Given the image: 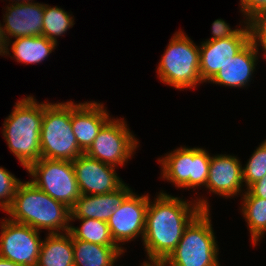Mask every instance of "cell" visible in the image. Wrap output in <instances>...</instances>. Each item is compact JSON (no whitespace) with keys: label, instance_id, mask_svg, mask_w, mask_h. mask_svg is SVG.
<instances>
[{"label":"cell","instance_id":"1","mask_svg":"<svg viewBox=\"0 0 266 266\" xmlns=\"http://www.w3.org/2000/svg\"><path fill=\"white\" fill-rule=\"evenodd\" d=\"M188 201L160 192L146 211L143 244L150 262H164L175 250L184 229L202 211L210 210L207 199Z\"/></svg>","mask_w":266,"mask_h":266},{"label":"cell","instance_id":"2","mask_svg":"<svg viewBox=\"0 0 266 266\" xmlns=\"http://www.w3.org/2000/svg\"><path fill=\"white\" fill-rule=\"evenodd\" d=\"M9 220L31 226L40 231L47 229L49 234L70 230L71 210L63 203L53 199L38 189L32 182H21L16 190L12 204L5 211Z\"/></svg>","mask_w":266,"mask_h":266},{"label":"cell","instance_id":"3","mask_svg":"<svg viewBox=\"0 0 266 266\" xmlns=\"http://www.w3.org/2000/svg\"><path fill=\"white\" fill-rule=\"evenodd\" d=\"M27 96L17 101L12 113L5 118L3 137L13 155L27 170L41 159L40 132L44 103Z\"/></svg>","mask_w":266,"mask_h":266},{"label":"cell","instance_id":"4","mask_svg":"<svg viewBox=\"0 0 266 266\" xmlns=\"http://www.w3.org/2000/svg\"><path fill=\"white\" fill-rule=\"evenodd\" d=\"M210 218V211L202 210L190 222L175 250L163 262L165 266H220Z\"/></svg>","mask_w":266,"mask_h":266},{"label":"cell","instance_id":"5","mask_svg":"<svg viewBox=\"0 0 266 266\" xmlns=\"http://www.w3.org/2000/svg\"><path fill=\"white\" fill-rule=\"evenodd\" d=\"M41 158L74 161L84 153L77 142L71 124V101L44 102L40 132Z\"/></svg>","mask_w":266,"mask_h":266},{"label":"cell","instance_id":"6","mask_svg":"<svg viewBox=\"0 0 266 266\" xmlns=\"http://www.w3.org/2000/svg\"><path fill=\"white\" fill-rule=\"evenodd\" d=\"M164 52L157 68L162 83L179 90L194 89L203 83L199 70V46L185 33L176 32Z\"/></svg>","mask_w":266,"mask_h":266},{"label":"cell","instance_id":"7","mask_svg":"<svg viewBox=\"0 0 266 266\" xmlns=\"http://www.w3.org/2000/svg\"><path fill=\"white\" fill-rule=\"evenodd\" d=\"M27 171L30 182L70 209L81 196L72 161L41 158Z\"/></svg>","mask_w":266,"mask_h":266},{"label":"cell","instance_id":"8","mask_svg":"<svg viewBox=\"0 0 266 266\" xmlns=\"http://www.w3.org/2000/svg\"><path fill=\"white\" fill-rule=\"evenodd\" d=\"M211 155L203 148L180 147L158 161L162 178L178 188L206 187Z\"/></svg>","mask_w":266,"mask_h":266},{"label":"cell","instance_id":"9","mask_svg":"<svg viewBox=\"0 0 266 266\" xmlns=\"http://www.w3.org/2000/svg\"><path fill=\"white\" fill-rule=\"evenodd\" d=\"M138 144V140L132 135L124 119L110 118L85 153L105 164L114 167L124 166Z\"/></svg>","mask_w":266,"mask_h":266},{"label":"cell","instance_id":"10","mask_svg":"<svg viewBox=\"0 0 266 266\" xmlns=\"http://www.w3.org/2000/svg\"><path fill=\"white\" fill-rule=\"evenodd\" d=\"M31 226L9 219L1 222L0 257L24 266H36L42 240Z\"/></svg>","mask_w":266,"mask_h":266},{"label":"cell","instance_id":"11","mask_svg":"<svg viewBox=\"0 0 266 266\" xmlns=\"http://www.w3.org/2000/svg\"><path fill=\"white\" fill-rule=\"evenodd\" d=\"M235 36L201 42L199 70L202 82H209L215 74L251 41L249 22Z\"/></svg>","mask_w":266,"mask_h":266},{"label":"cell","instance_id":"12","mask_svg":"<svg viewBox=\"0 0 266 266\" xmlns=\"http://www.w3.org/2000/svg\"><path fill=\"white\" fill-rule=\"evenodd\" d=\"M148 204V194L132 192L107 221L114 242L123 250L121 243L132 241L139 234L143 240Z\"/></svg>","mask_w":266,"mask_h":266},{"label":"cell","instance_id":"13","mask_svg":"<svg viewBox=\"0 0 266 266\" xmlns=\"http://www.w3.org/2000/svg\"><path fill=\"white\" fill-rule=\"evenodd\" d=\"M72 163L82 195L110 193L124 184L114 166L96 160L86 153H82Z\"/></svg>","mask_w":266,"mask_h":266},{"label":"cell","instance_id":"14","mask_svg":"<svg viewBox=\"0 0 266 266\" xmlns=\"http://www.w3.org/2000/svg\"><path fill=\"white\" fill-rule=\"evenodd\" d=\"M243 171L240 160L231 155L211 156L206 189L219 196L234 197L243 187Z\"/></svg>","mask_w":266,"mask_h":266},{"label":"cell","instance_id":"15","mask_svg":"<svg viewBox=\"0 0 266 266\" xmlns=\"http://www.w3.org/2000/svg\"><path fill=\"white\" fill-rule=\"evenodd\" d=\"M5 13L3 28L8 46L11 45L10 36L11 38L42 36L44 4L12 2L7 6Z\"/></svg>","mask_w":266,"mask_h":266},{"label":"cell","instance_id":"16","mask_svg":"<svg viewBox=\"0 0 266 266\" xmlns=\"http://www.w3.org/2000/svg\"><path fill=\"white\" fill-rule=\"evenodd\" d=\"M104 105L98 102H71V124L80 149L85 153L98 132L110 119Z\"/></svg>","mask_w":266,"mask_h":266},{"label":"cell","instance_id":"17","mask_svg":"<svg viewBox=\"0 0 266 266\" xmlns=\"http://www.w3.org/2000/svg\"><path fill=\"white\" fill-rule=\"evenodd\" d=\"M132 192L128 185L123 184L117 190L106 194H81L70 209L71 221L74 219L90 218L107 222Z\"/></svg>","mask_w":266,"mask_h":266},{"label":"cell","instance_id":"18","mask_svg":"<svg viewBox=\"0 0 266 266\" xmlns=\"http://www.w3.org/2000/svg\"><path fill=\"white\" fill-rule=\"evenodd\" d=\"M258 48L251 40L237 55L229 60L209 81L211 83L245 87L251 80L258 59Z\"/></svg>","mask_w":266,"mask_h":266},{"label":"cell","instance_id":"19","mask_svg":"<svg viewBox=\"0 0 266 266\" xmlns=\"http://www.w3.org/2000/svg\"><path fill=\"white\" fill-rule=\"evenodd\" d=\"M36 266H74L71 233L48 234L41 243Z\"/></svg>","mask_w":266,"mask_h":266},{"label":"cell","instance_id":"20","mask_svg":"<svg viewBox=\"0 0 266 266\" xmlns=\"http://www.w3.org/2000/svg\"><path fill=\"white\" fill-rule=\"evenodd\" d=\"M74 266H114L124 250L119 246H102L72 236Z\"/></svg>","mask_w":266,"mask_h":266},{"label":"cell","instance_id":"21","mask_svg":"<svg viewBox=\"0 0 266 266\" xmlns=\"http://www.w3.org/2000/svg\"><path fill=\"white\" fill-rule=\"evenodd\" d=\"M57 44L46 37H20L15 38L10 49L17 62L35 64L42 62L52 53Z\"/></svg>","mask_w":266,"mask_h":266},{"label":"cell","instance_id":"22","mask_svg":"<svg viewBox=\"0 0 266 266\" xmlns=\"http://www.w3.org/2000/svg\"><path fill=\"white\" fill-rule=\"evenodd\" d=\"M242 214L247 222L250 238L255 246L266 232V199L251 196L247 191L241 195Z\"/></svg>","mask_w":266,"mask_h":266},{"label":"cell","instance_id":"23","mask_svg":"<svg viewBox=\"0 0 266 266\" xmlns=\"http://www.w3.org/2000/svg\"><path fill=\"white\" fill-rule=\"evenodd\" d=\"M81 220V227L70 226L69 232L76 240H82L102 246H118L111 235L107 222L83 218Z\"/></svg>","mask_w":266,"mask_h":266},{"label":"cell","instance_id":"24","mask_svg":"<svg viewBox=\"0 0 266 266\" xmlns=\"http://www.w3.org/2000/svg\"><path fill=\"white\" fill-rule=\"evenodd\" d=\"M74 25V19L67 11L57 6L44 4L42 35L57 44V38ZM58 36V37H57Z\"/></svg>","mask_w":266,"mask_h":266},{"label":"cell","instance_id":"25","mask_svg":"<svg viewBox=\"0 0 266 266\" xmlns=\"http://www.w3.org/2000/svg\"><path fill=\"white\" fill-rule=\"evenodd\" d=\"M242 171L247 188L266 175V139L253 152Z\"/></svg>","mask_w":266,"mask_h":266},{"label":"cell","instance_id":"26","mask_svg":"<svg viewBox=\"0 0 266 266\" xmlns=\"http://www.w3.org/2000/svg\"><path fill=\"white\" fill-rule=\"evenodd\" d=\"M21 182L7 169L0 166V208L2 210L6 211L10 207Z\"/></svg>","mask_w":266,"mask_h":266},{"label":"cell","instance_id":"27","mask_svg":"<svg viewBox=\"0 0 266 266\" xmlns=\"http://www.w3.org/2000/svg\"><path fill=\"white\" fill-rule=\"evenodd\" d=\"M251 27V40L256 47L262 46L263 53L266 55V11L262 12L249 21Z\"/></svg>","mask_w":266,"mask_h":266},{"label":"cell","instance_id":"28","mask_svg":"<svg viewBox=\"0 0 266 266\" xmlns=\"http://www.w3.org/2000/svg\"><path fill=\"white\" fill-rule=\"evenodd\" d=\"M240 11L249 22L256 15L266 11V0H240Z\"/></svg>","mask_w":266,"mask_h":266},{"label":"cell","instance_id":"29","mask_svg":"<svg viewBox=\"0 0 266 266\" xmlns=\"http://www.w3.org/2000/svg\"><path fill=\"white\" fill-rule=\"evenodd\" d=\"M242 28L231 29L229 24L226 23L223 19H217L212 23V37L210 40H219L223 38H228L235 36Z\"/></svg>","mask_w":266,"mask_h":266},{"label":"cell","instance_id":"30","mask_svg":"<svg viewBox=\"0 0 266 266\" xmlns=\"http://www.w3.org/2000/svg\"><path fill=\"white\" fill-rule=\"evenodd\" d=\"M251 196L266 199V175L246 188Z\"/></svg>","mask_w":266,"mask_h":266},{"label":"cell","instance_id":"31","mask_svg":"<svg viewBox=\"0 0 266 266\" xmlns=\"http://www.w3.org/2000/svg\"><path fill=\"white\" fill-rule=\"evenodd\" d=\"M0 23V55H10L8 48V40L6 39L5 33H4V28L2 27Z\"/></svg>","mask_w":266,"mask_h":266},{"label":"cell","instance_id":"32","mask_svg":"<svg viewBox=\"0 0 266 266\" xmlns=\"http://www.w3.org/2000/svg\"><path fill=\"white\" fill-rule=\"evenodd\" d=\"M0 266H24L0 257Z\"/></svg>","mask_w":266,"mask_h":266},{"label":"cell","instance_id":"33","mask_svg":"<svg viewBox=\"0 0 266 266\" xmlns=\"http://www.w3.org/2000/svg\"><path fill=\"white\" fill-rule=\"evenodd\" d=\"M142 266H165L163 262H148L144 261Z\"/></svg>","mask_w":266,"mask_h":266},{"label":"cell","instance_id":"34","mask_svg":"<svg viewBox=\"0 0 266 266\" xmlns=\"http://www.w3.org/2000/svg\"><path fill=\"white\" fill-rule=\"evenodd\" d=\"M12 1H13V0H12ZM17 1H18V2H17ZM30 1H33V0H21V1H20V0H16V1L14 0L13 2H15V4H17V3L20 4V3H28V2H30Z\"/></svg>","mask_w":266,"mask_h":266}]
</instances>
